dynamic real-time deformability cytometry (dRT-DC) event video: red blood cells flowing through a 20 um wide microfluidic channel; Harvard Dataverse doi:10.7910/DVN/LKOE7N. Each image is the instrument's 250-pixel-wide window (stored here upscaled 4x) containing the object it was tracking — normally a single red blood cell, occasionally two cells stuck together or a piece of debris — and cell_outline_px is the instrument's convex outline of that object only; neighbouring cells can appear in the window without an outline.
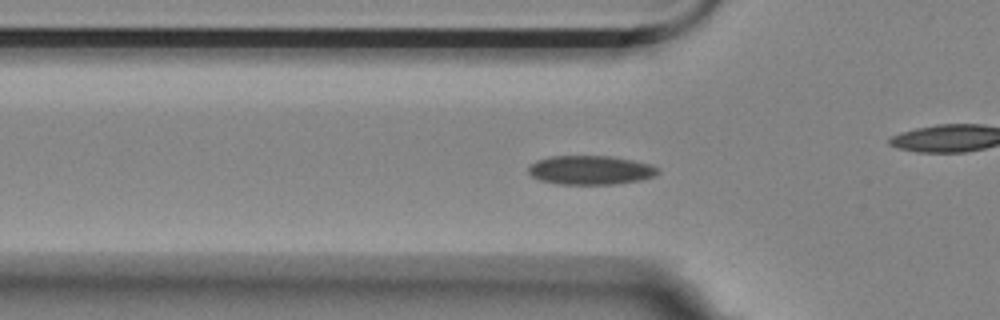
{"species": "Egyptian fruit bat (a non-hibernating species)", "species_latin": "Rousettus aegyptiacus", "temperature_condition": "room temperature", "stored_images_in_passage": 48, "camera_frame_rate_fps": 3000, "um_per_image_px": 0.085, "animal": {"sex": "female"}, "frame": {"image": 1, "passage_image": 17, "time_ms": 5.333, "image_size_px": [1000, 320], "cell_outline_px": [[660, 172], [656, 176], [640, 180], [616, 184], [556, 184], [540, 180], [532, 176], [528, 172], [528, 168], [536, 160], [548, 156], [612, 156], [652, 164], [660, 168]], "centroid_in_image_um": [50.23, 14.45], "position_along_channel_um": 75.6, "area_um2": 22.14}}
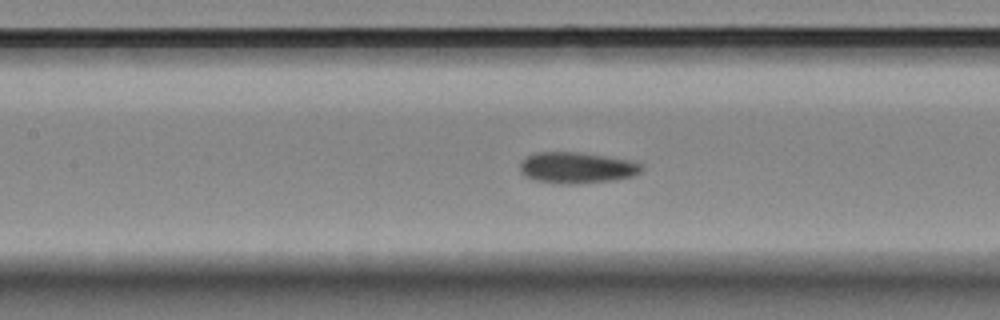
{"frame": {"image": 2, "passage_image": 24, "time_ms": 7.667, "image_size_px": [1000, 320], "cell_outline_px": [[644, 168], [640, 172], [632, 176], [616, 180], [576, 184], [560, 184], [536, 180], [520, 172], [520, 164], [528, 156], [536, 152], [580, 152], [628, 160], [640, 164]], "centroid_in_image_um": [49.04, 14.26], "position_along_channel_um": 158.4, "area_um2": 21.91}}
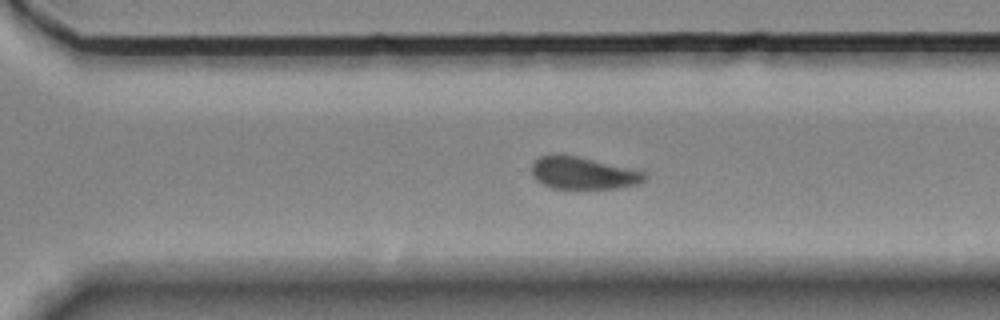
{"frame": {"image": 3, "passage_image": 38, "time_ms": 12.333, "image_size_px": [1000, 320], "cell_outline_px": [[648, 176], [640, 184], [616, 188], [552, 188], [536, 180], [532, 176], [532, 164], [540, 156], [576, 156], [644, 172]], "centroid_in_image_um": [49.57, 14.74], "position_along_channel_um": 321.0, "area_um2": 20.58}, "authors_computed_cell_mechanics": {"area_um2": 21.8484, "velocity_mm_per_s": 3.4973, "shape_relaxation_time_tau1_ms": 8.5333, "shape_relaxation_time_tau2_ms": 2.4037, "deformation_change_tau1": 0.123, "deformation_change_tau2": 0.0666}}